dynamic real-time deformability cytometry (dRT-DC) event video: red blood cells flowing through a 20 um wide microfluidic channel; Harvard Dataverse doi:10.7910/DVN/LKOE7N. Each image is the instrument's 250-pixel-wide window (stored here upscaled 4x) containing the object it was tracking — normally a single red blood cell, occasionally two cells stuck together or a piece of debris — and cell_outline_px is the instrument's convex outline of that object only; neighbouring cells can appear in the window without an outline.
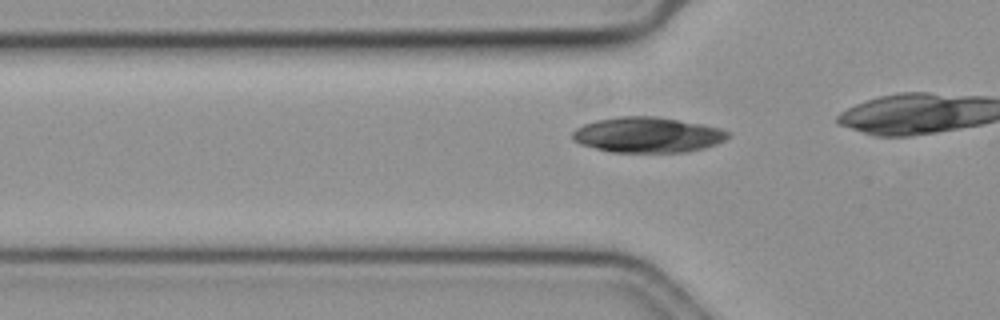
{"species": "common noctule bat (a hibernating species)", "species_latin": "Nyctalus noctula", "temperature_condition": "cold", "stored_images_in_passage": 18, "camera_frame_rate_fps": 3000, "um_per_image_px": 0.085, "animal": {"sex": "female", "body_mass_g": 19.3, "forearm_length_mm": 54.1}, "frame": {"image": 1, "passage_image": 12, "time_ms": 3.667, "image_size_px": [1000, 320], "cell_outline_px": [[732, 136], [716, 144], [704, 148], [688, 152], [612, 152], [580, 144], [572, 140], [572, 132], [576, 128], [584, 124], [596, 120], [620, 116], [656, 116], [700, 124], [720, 128], [732, 132]], "centroid_in_image_um": [55.06, 11.46], "position_along_channel_um": 70.7, "area_um2": 32.19}}